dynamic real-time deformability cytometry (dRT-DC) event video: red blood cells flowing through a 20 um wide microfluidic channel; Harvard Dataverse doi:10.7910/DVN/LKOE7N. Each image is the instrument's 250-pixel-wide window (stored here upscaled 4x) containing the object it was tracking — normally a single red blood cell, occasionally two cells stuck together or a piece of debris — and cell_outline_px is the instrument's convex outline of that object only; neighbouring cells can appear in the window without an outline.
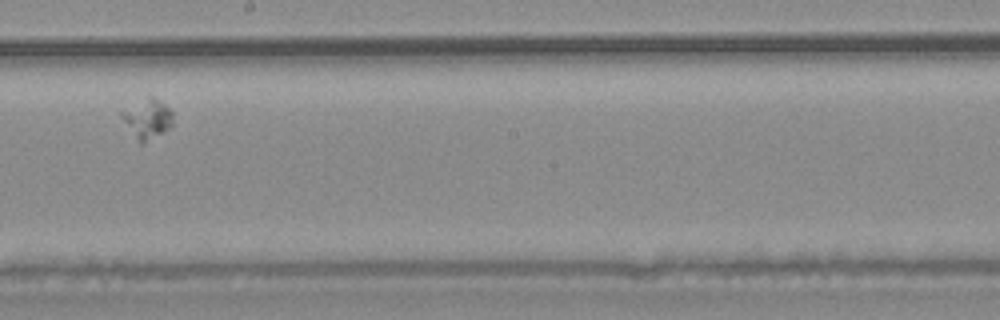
{"species": "common noctule bat (a hibernating species)", "species_latin": "Nyctalus noctula", "temperature_condition": "warm", "stored_images_in_passage": 31, "camera_frame_rate_fps": 3000, "um_per_image_px": 0.085, "animal": {"sex": "male", "body_mass_g": 20.4}, "frame": {"image": 1, "passage_image": 20, "time_ms": 6.333, "image_size_px": [1000, 320], "cell_outline_px": [[172, 124], [168, 128], [144, 144], [140, 144], [120, 116], [120, 112], [148, 96], [152, 96], [160, 100], [172, 112]], "centroid_in_image_um": [12.52, 10.09], "position_along_channel_um": 235.7, "area_um2": 11.5}}